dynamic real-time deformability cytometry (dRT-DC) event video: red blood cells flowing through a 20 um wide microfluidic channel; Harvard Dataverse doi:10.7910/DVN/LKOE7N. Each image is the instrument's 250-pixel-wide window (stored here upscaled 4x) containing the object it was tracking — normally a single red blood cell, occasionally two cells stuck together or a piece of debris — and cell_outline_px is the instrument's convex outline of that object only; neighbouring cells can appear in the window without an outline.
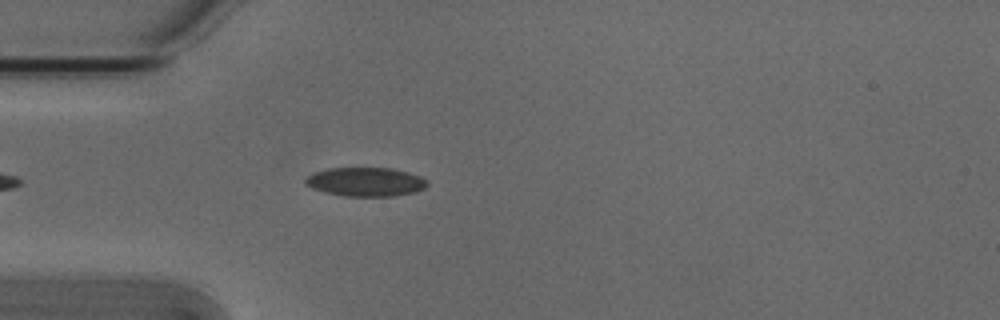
{"species": "Egyptian fruit bat (a non-hibernating species)", "species_latin": "Rousettus aegyptiacus", "temperature_condition": "cold", "stored_images_in_passage": 3, "camera_frame_rate_fps": 3000, "um_per_image_px": 0.085, "animal": {"sex": "male"}, "frame": {"image": 1, "passage_image": 3, "time_ms": 0.667, "image_size_px": [1000, 320], "cell_outline_px": [[428, 184], [424, 188], [416, 192], [396, 196], [344, 196], [324, 192], [312, 188], [304, 184], [304, 180], [312, 172], [328, 168], [392, 168], [408, 172], [420, 176], [428, 180]], "centroid_in_image_um": [31.07, 15.46], "position_along_channel_um": 53.9, "area_um2": 20.75}}